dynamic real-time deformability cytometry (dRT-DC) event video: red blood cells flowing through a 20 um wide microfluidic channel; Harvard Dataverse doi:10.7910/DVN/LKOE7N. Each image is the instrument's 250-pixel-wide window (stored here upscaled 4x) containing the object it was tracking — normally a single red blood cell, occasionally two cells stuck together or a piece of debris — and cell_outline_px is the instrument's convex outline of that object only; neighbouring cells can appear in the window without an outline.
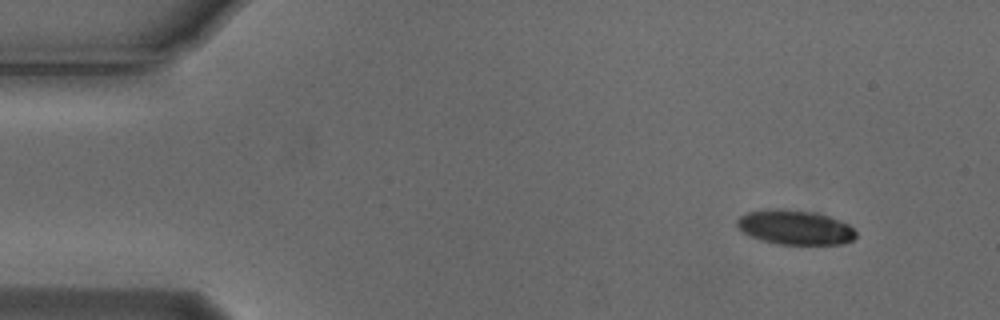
{"species": "Egyptian fruit bat (a non-hibernating species)", "species_latin": "Rousettus aegyptiacus", "temperature_condition": "cold", "stored_images_in_passage": 4, "camera_frame_rate_fps": 3000, "um_per_image_px": 0.085, "animal": {"sex": "male"}, "frame": {"image": 1, "passage_image": 1, "time_ms": 0.0, "image_size_px": [1000, 320], "cell_outline_px": [[856, 236], [852, 240], [844, 244], [776, 244], [760, 240], [748, 236], [736, 224], [736, 220], [740, 216], [748, 212], [816, 212], [828, 216], [848, 224], [856, 232]], "centroid_in_image_um": [67.62, 19.39], "position_along_channel_um": 17.4, "area_um2": 22.95}}